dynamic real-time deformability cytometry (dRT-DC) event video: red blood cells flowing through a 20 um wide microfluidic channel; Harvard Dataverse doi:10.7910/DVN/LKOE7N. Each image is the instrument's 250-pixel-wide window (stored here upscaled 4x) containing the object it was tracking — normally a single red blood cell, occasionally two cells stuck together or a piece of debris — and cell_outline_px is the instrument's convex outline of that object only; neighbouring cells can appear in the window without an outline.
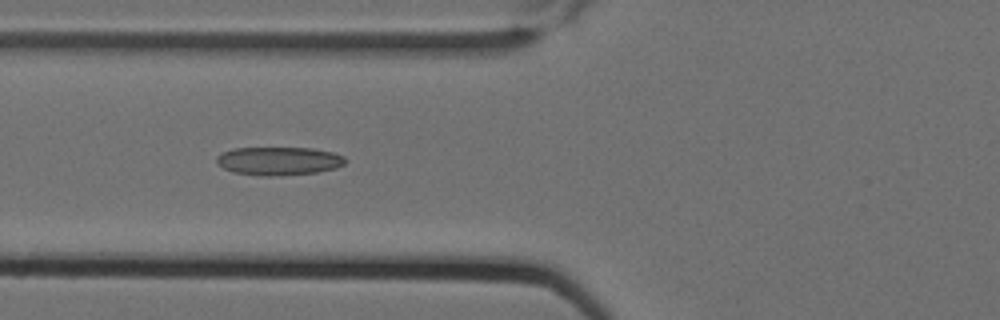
{"species": "Egyptian fruit bat (a non-hibernating species)", "species_latin": "Rousettus aegyptiacus", "temperature_condition": "cold", "stored_images_in_passage": 7, "camera_frame_rate_fps": 3000, "um_per_image_px": 0.085, "animal": {"sex": "female"}, "frame": {"image": 1, "passage_image": 3, "time_ms": 0.667, "image_size_px": [1000, 320], "cell_outline_px": [[348, 160], [344, 164], [336, 168], [316, 172], [272, 176], [260, 176], [232, 172], [224, 168], [216, 160], [216, 156], [232, 148], [312, 148], [332, 152], [344, 156]], "centroid_in_image_um": [23.71, 13.68], "position_along_channel_um": 102.1, "area_um2": 21.21}}
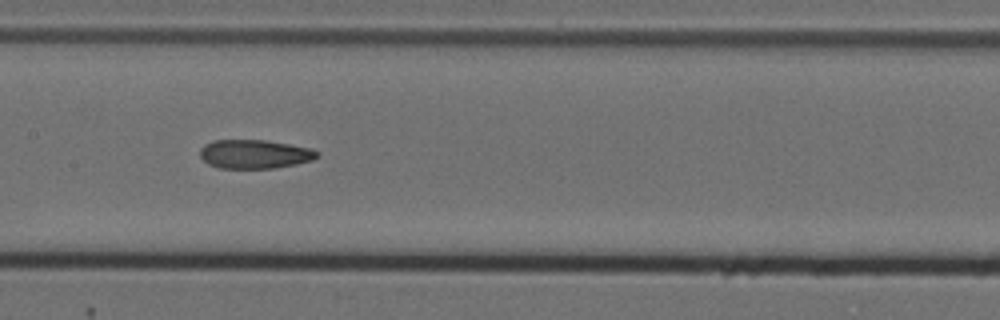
{"frame": {"image": 2, "passage_image": 5, "time_ms": 1.333, "image_size_px": [1000, 320], "cell_outline_px": [[320, 156], [312, 160], [296, 164], [276, 168], [216, 168], [208, 164], [200, 156], [200, 148], [204, 144], [212, 140], [264, 140], [312, 148], [320, 152]], "centroid_in_image_um": [21.65, 13.1], "position_along_channel_um": 185.8, "area_um2": 19.88}}
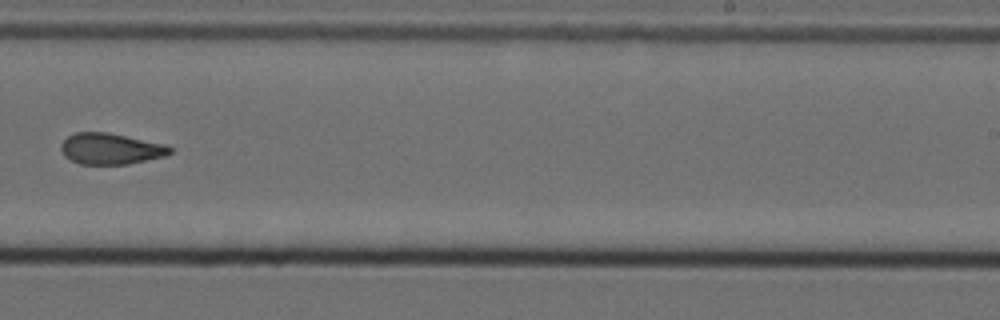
{"frame": {"image": 3, "passage_image": 7, "time_ms": 2.0, "image_size_px": [1000, 320], "cell_outline_px": [[172, 152], [164, 156], [128, 164], [80, 164], [64, 156], [60, 148], [60, 144], [68, 136], [76, 132], [108, 132], [168, 144], [172, 148]], "centroid_in_image_um": [9.42, 12.63], "position_along_channel_um": 279.6, "area_um2": 19.88}}